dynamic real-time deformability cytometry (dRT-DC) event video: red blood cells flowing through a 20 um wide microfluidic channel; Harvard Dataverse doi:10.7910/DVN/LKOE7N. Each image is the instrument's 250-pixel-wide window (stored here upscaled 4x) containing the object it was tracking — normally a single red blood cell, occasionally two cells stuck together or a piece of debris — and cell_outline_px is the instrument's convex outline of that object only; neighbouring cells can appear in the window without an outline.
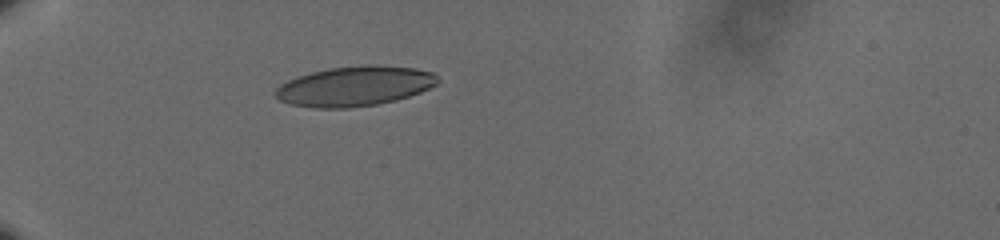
{"species": "human", "species_latin": "Homo sapiens", "temperature_condition": "cold", "stored_images_in_passage": 40, "camera_frame_rate_fps": 3000, "um_per_image_px": 0.085, "donor": {"sex": "male"}, "frame": {"image": 1, "passage_image": 1, "time_ms": 0.0, "image_size_px": [1000, 240], "cell_outline_px": [[440, 80], [436, 84], [420, 92], [396, 100], [376, 104], [348, 108], [316, 108], [292, 104], [280, 100], [276, 96], [276, 88], [280, 84], [288, 80], [312, 72], [328, 68], [364, 64], [376, 64], [416, 68], [432, 72]], "centroid_in_image_um": [30.17, 7.31], "position_along_channel_um": 54.8, "area_um2": 37.63}}
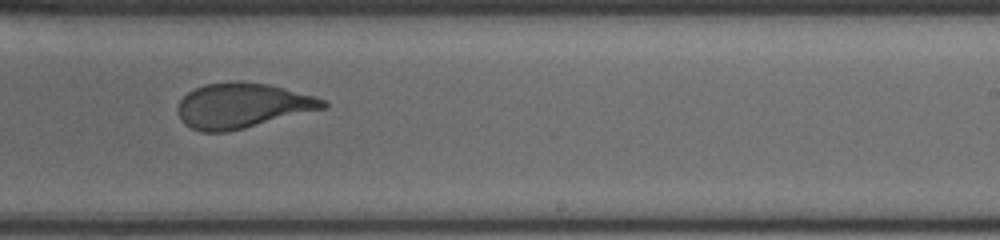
{"frame": {"image": 2, "passage_image": 21, "time_ms": 6.667, "image_size_px": [1000, 240], "cell_outline_px": [[328, 108], [228, 132], [200, 132], [184, 124], [180, 120], [176, 108], [180, 100], [188, 92], [204, 84], [236, 80], [240, 80], [268, 84], [312, 96], [324, 100], [328, 104]], "centroid_in_image_um": [20.57, 8.98], "position_along_channel_um": 268.4, "area_um2": 38.38}}
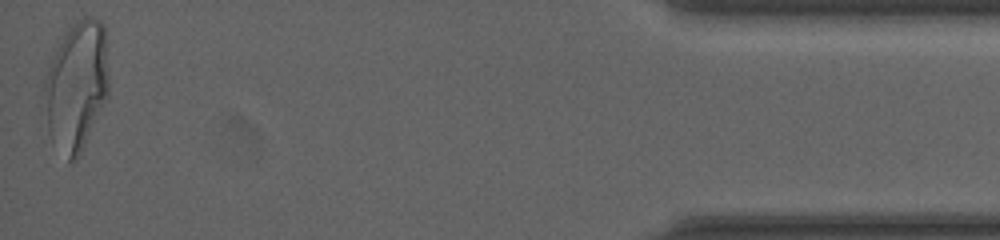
{"frame": {"image": 3, "passage_image": 40, "time_ms": 13.0, "image_size_px": [1000, 240], "cell_outline_px": [[108, 96], [80, 156], [76, 160], [68, 160], [48, 128], [40, 96], [44, 76], [68, 24], [76, 20], [88, 16], [92, 16], [100, 20], [104, 24], [108, 76]], "centroid_in_image_um": [6.48, 7.24], "position_along_channel_um": 428.7, "area_um2": 49.01}, "authors_computed_cell_mechanics": {"area_um2": 38.4659, "velocity_mm_per_s": 3.6136, "shape_relaxation_time_tau1_ms": 5.7095, "shape_relaxation_time_tau2_ms": 0.8398, "deformation_change_tau1": 0.202, "deformation_change_tau2": 0.0796}}